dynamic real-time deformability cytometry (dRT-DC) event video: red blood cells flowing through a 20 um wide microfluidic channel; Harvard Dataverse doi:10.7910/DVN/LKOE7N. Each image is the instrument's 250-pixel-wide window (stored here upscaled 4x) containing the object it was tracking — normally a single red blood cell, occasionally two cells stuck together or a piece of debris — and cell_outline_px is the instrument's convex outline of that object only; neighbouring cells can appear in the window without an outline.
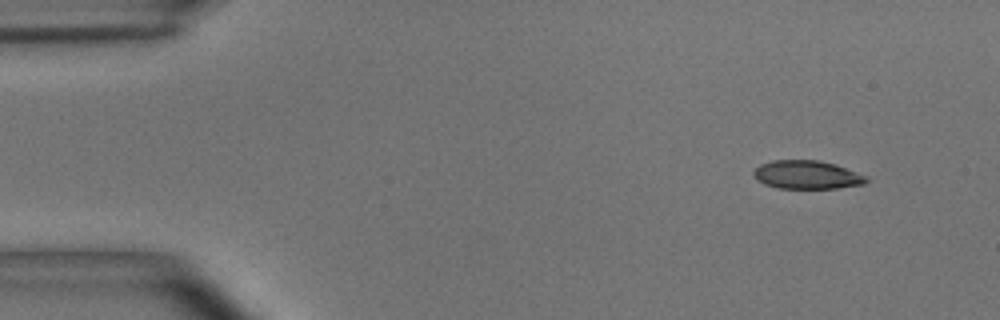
{"species": "common noctule bat (a hibernating species)", "species_latin": "Nyctalus noctula", "temperature_condition": "room temperature", "stored_images_in_passage": 4, "camera_frame_rate_fps": 3000, "um_per_image_px": 0.085, "animal": {"sex": "male", "body_mass_g": 15.6}, "frame": {"image": 1, "passage_image": 1, "time_ms": 0.0, "image_size_px": [1000, 320], "cell_outline_px": [[868, 180], [864, 184], [836, 188], [780, 188], [764, 184], [756, 180], [752, 172], [760, 164], [772, 160], [816, 160], [836, 164], [868, 176]], "centroid_in_image_um": [68.59, 14.85], "position_along_channel_um": 16.4, "area_um2": 18.73}}
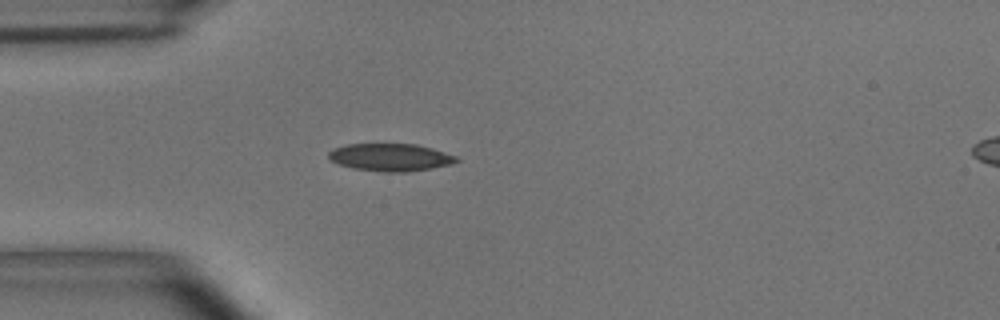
{"frame": {"image": 2, "passage_image": 4, "time_ms": 1.0, "image_size_px": [1000, 320], "cell_outline_px": [[460, 160], [452, 164], [432, 168], [408, 172], [380, 172], [352, 168], [340, 164], [332, 160], [328, 156], [328, 152], [332, 148], [348, 144], [416, 144], [432, 148], [456, 156]], "centroid_in_image_um": [33.19, 13.37], "position_along_channel_um": 51.8, "area_um2": 20.58}}